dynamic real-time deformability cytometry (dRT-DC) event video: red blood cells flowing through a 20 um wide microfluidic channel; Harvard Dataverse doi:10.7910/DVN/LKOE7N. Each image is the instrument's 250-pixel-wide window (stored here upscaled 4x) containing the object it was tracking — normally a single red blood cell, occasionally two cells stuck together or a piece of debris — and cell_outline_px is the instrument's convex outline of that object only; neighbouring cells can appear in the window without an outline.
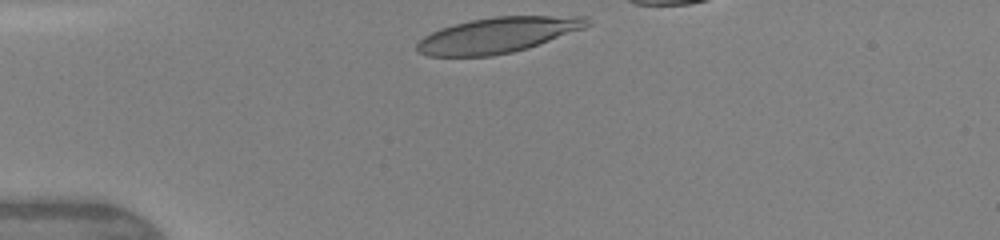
{"species": "human", "species_latin": "Homo sapiens", "temperature_condition": "warm", "stored_images_in_passage": 2, "camera_frame_rate_fps": 3000, "um_per_image_px": 0.085, "donor": {"sex": "female"}, "frame": {"image": 1, "passage_image": 1, "time_ms": 0.0, "image_size_px": [1000, 240], "cell_outline_px": [[592, 24], [584, 28], [528, 48], [512, 52], [492, 56], [428, 56], [416, 52], [416, 44], [424, 36], [440, 28], [472, 20], [496, 16], [588, 16]], "centroid_in_image_um": [42.32, 2.98], "position_along_channel_um": 42.7, "area_um2": 35.14}}